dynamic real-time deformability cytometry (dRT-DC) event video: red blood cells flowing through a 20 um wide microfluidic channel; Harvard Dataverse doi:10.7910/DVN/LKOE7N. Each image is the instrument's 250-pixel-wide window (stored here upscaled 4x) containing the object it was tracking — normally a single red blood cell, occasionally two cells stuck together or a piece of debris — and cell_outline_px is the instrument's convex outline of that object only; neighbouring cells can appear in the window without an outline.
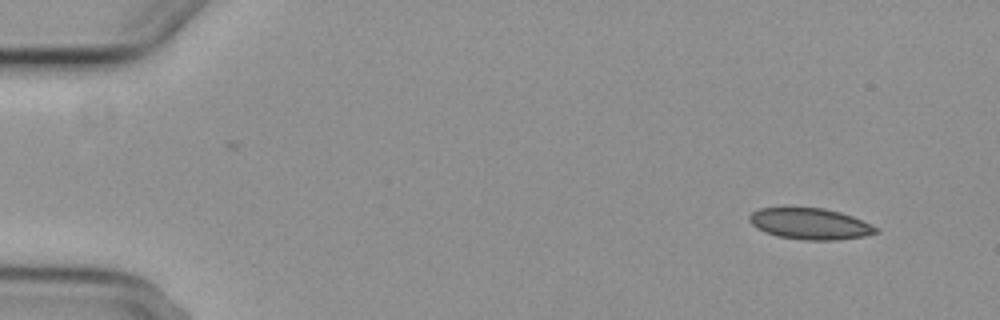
{"species": "common noctule bat (a hibernating species)", "species_latin": "Nyctalus noctula", "temperature_condition": "cold", "stored_images_in_passage": 8, "camera_frame_rate_fps": 3000, "um_per_image_px": 0.085, "animal": {"sex": "female", "body_mass_g": 29.2, "forearm_length_mm": 56.3}, "frame": {"image": 1, "passage_image": 1, "time_ms": 0.0, "image_size_px": [1000, 320], "cell_outline_px": [[880, 232], [864, 236], [836, 240], [804, 240], [776, 236], [764, 232], [756, 228], [748, 220], [748, 216], [752, 212], [760, 208], [824, 208], [840, 212], [852, 216], [880, 228]], "centroid_in_image_um": [68.86, 19.03], "position_along_channel_um": 16.1, "area_um2": 23.12}}
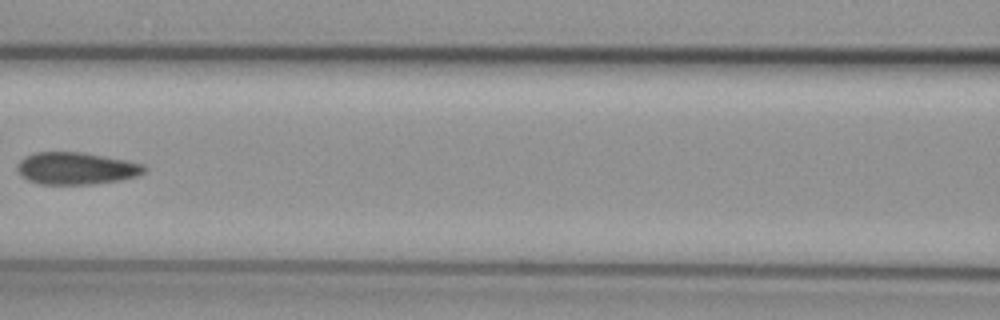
{"frame": {"image": 2, "passage_image": 7, "time_ms": 7.0, "image_size_px": [1000, 320], "cell_outline_px": [[148, 168], [144, 172], [136, 176], [120, 180], [96, 184], [40, 184], [28, 180], [20, 176], [16, 168], [16, 164], [24, 156], [36, 152], [84, 152], [128, 160], [144, 164]], "centroid_in_image_um": [6.47, 14.3], "position_along_channel_um": 160.1, "area_um2": 24.16}}
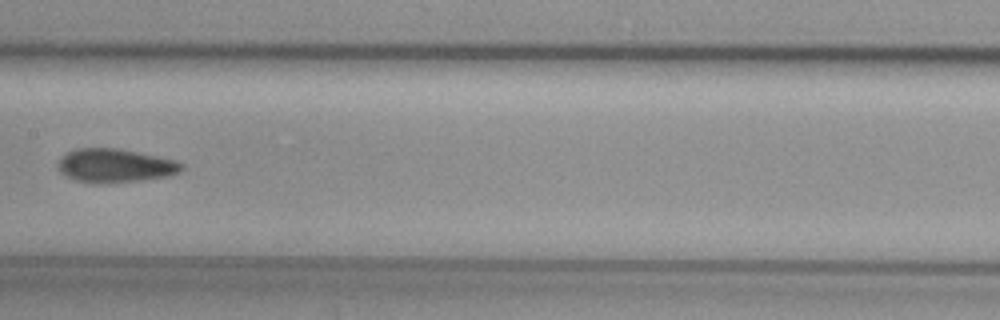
{"frame": {"image": 3, "passage_image": 8, "time_ms": 8.0, "image_size_px": [1000, 320], "cell_outline_px": [[184, 168], [180, 172], [168, 176], [140, 180], [108, 184], [96, 184], [76, 180], [64, 176], [56, 168], [56, 164], [60, 156], [64, 152], [76, 148], [120, 148], [176, 160], [184, 164]], "centroid_in_image_um": [9.72, 14.08], "position_along_channel_um": 197.7, "area_um2": 24.91}}